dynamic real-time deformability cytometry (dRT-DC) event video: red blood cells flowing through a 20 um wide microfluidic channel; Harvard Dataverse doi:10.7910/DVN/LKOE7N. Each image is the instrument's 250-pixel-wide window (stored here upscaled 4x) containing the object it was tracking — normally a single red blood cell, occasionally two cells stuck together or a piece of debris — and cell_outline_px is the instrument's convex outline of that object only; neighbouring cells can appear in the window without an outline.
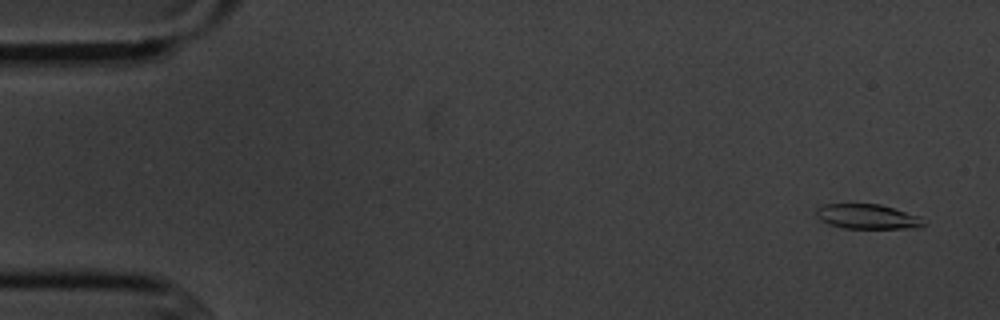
{"species": "common noctule bat (a hibernating species)", "species_latin": "Nyctalus noctula", "temperature_condition": "cold", "stored_images_in_passage": 5, "camera_frame_rate_fps": 3000, "um_per_image_px": 0.085, "animal": {"sex": "male", "body_mass_g": 20.1, "forearm_length_mm": 53.5}, "frame": {"image": 1, "passage_image": 1, "time_ms": 0.0, "image_size_px": [1000, 320], "cell_outline_px": [[928, 224], [920, 228], [844, 228], [828, 224], [820, 220], [816, 216], [816, 208], [824, 204], [880, 204], [920, 216]], "centroid_in_image_um": [73.76, 18.41], "position_along_channel_um": 11.2, "area_um2": 15.66}}
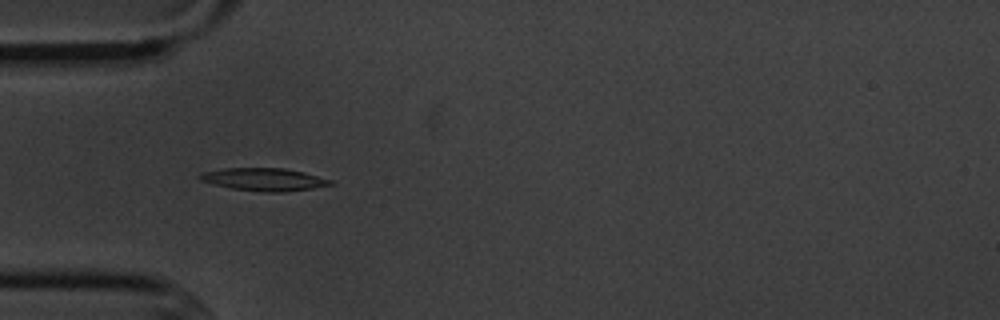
{"frame": {"image": 2, "passage_image": 5, "time_ms": 4.667, "image_size_px": [1000, 320], "cell_outline_px": [[336, 184], [312, 188], [284, 192], [264, 192], [232, 188], [200, 180], [196, 176], [200, 172], [224, 168], [284, 168], [304, 172], [336, 180]], "centroid_in_image_um": [22.5, 15.24], "position_along_channel_um": 62.5, "area_um2": 17.46}}